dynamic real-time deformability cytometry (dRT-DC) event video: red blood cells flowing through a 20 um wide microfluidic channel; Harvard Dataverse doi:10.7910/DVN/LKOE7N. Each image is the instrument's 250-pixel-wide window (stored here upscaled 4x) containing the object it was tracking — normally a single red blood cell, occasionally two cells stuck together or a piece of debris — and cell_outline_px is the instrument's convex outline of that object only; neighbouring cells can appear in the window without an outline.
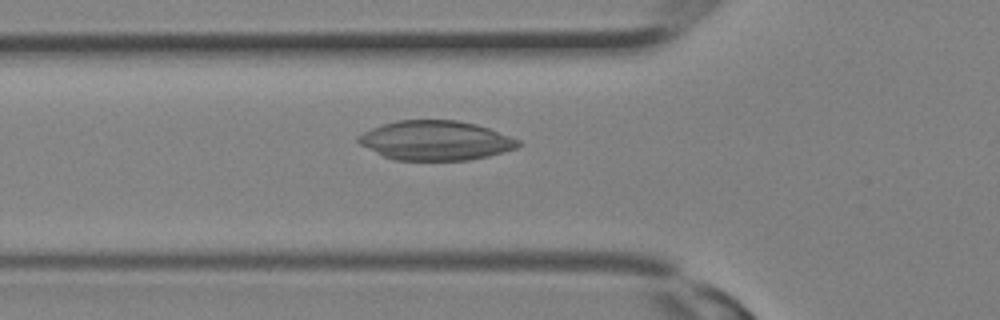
{"species": "Egyptian fruit bat (a non-hibernating species)", "species_latin": "Rousettus aegyptiacus", "temperature_condition": "room temperature", "stored_images_in_passage": 12, "camera_frame_rate_fps": 3000, "um_per_image_px": 0.085, "animal": {"sex": "female"}, "frame": {"image": 1, "passage_image": 6, "time_ms": 1.667, "image_size_px": [1000, 320], "cell_outline_px": [[520, 144], [516, 148], [488, 156], [468, 160], [396, 160], [384, 156], [360, 144], [356, 140], [356, 136], [372, 128], [396, 120], [456, 120], [476, 124], [488, 128], [520, 140]], "centroid_in_image_um": [37.01, 11.94], "position_along_channel_um": 88.8, "area_um2": 36.53}}
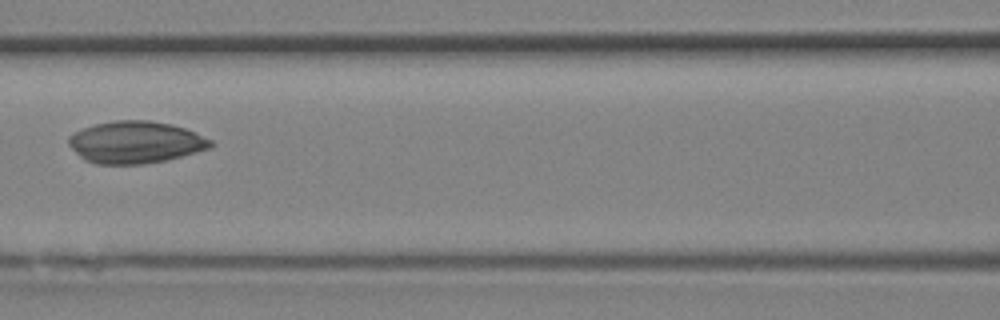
{"frame": {"image": 2, "passage_image": 9, "time_ms": 2.667, "image_size_px": [1000, 320], "cell_outline_px": [[216, 144], [212, 148], [168, 160], [144, 164], [96, 164], [84, 160], [68, 144], [68, 136], [84, 128], [96, 124], [112, 120], [148, 120], [172, 124], [184, 128], [212, 140]], "centroid_in_image_um": [11.55, 12.1], "position_along_channel_um": 155.1, "area_um2": 34.97}}